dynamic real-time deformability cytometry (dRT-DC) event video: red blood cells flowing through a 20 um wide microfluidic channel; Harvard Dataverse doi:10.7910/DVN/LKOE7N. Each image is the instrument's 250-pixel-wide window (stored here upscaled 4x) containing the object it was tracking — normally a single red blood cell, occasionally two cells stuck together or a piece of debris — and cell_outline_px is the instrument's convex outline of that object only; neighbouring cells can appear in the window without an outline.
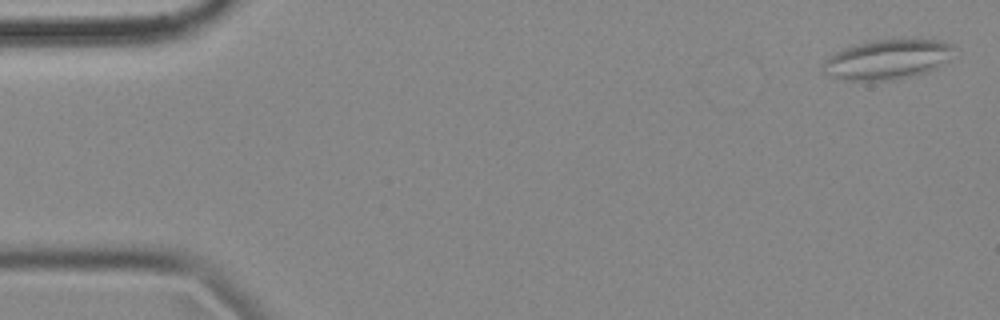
{"species": "common noctule bat (a hibernating species)", "species_latin": "Nyctalus noctula", "temperature_condition": "cold", "stored_images_in_passage": 56, "camera_frame_rate_fps": 3000, "um_per_image_px": 0.085, "animal": {"sex": "female", "body_mass_g": 18.4}, "frame": {"image": 1, "passage_image": 2, "time_ms": 0.333, "image_size_px": [1000, 320], "cell_outline_px": [[956, 48], [948, 60], [936, 68], [928, 72], [888, 80], [844, 80], [828, 76], [820, 72], [824, 60], [828, 56], [844, 48], [868, 40], [908, 36], [940, 40], [956, 44]], "centroid_in_image_um": [75.45, 4.99], "position_along_channel_um": 9.5, "area_um2": 31.56}}
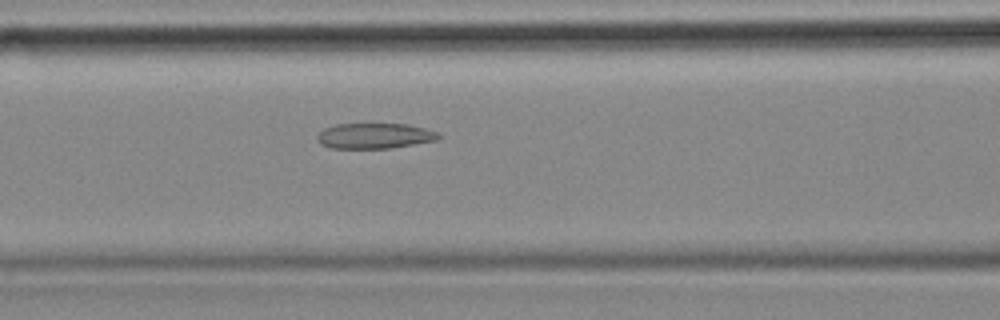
{"frame": {"image": 2, "passage_image": 23, "time_ms": 7.333, "image_size_px": [1000, 320], "cell_outline_px": [[440, 140], [388, 148], [332, 148], [320, 144], [316, 140], [316, 136], [324, 128], [336, 124], [368, 120], [372, 120], [408, 124], [424, 128], [436, 132], [440, 136]], "centroid_in_image_um": [31.8, 11.48], "position_along_channel_um": 134.8, "area_um2": 19.07}}
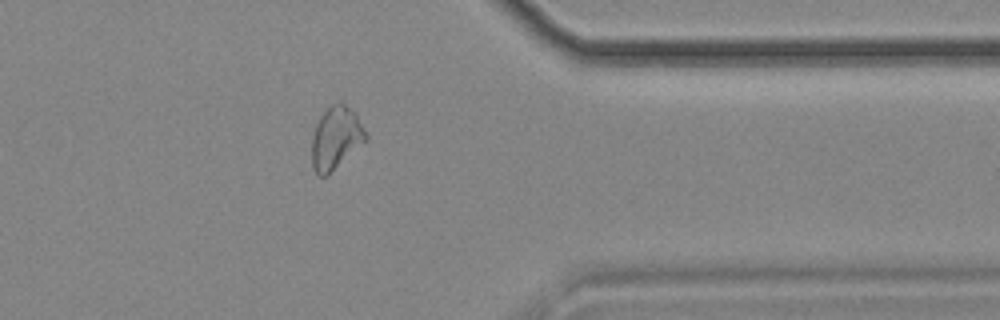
{"frame": {"image": 3, "passage_image": 45, "time_ms": 14.667, "image_size_px": [1000, 320], "cell_outline_px": [[368, 140], [324, 176], [320, 176], [312, 168], [312, 140], [316, 124], [320, 116], [332, 104], [340, 100], [356, 112], [368, 136]], "centroid_in_image_um": [28.57, 11.67], "position_along_channel_um": 382.8, "area_um2": 19.54}, "authors_computed_cell_mechanics": {"area_um2": 20.2878, "velocity_mm_per_s": 3.5649, "shape_relaxation_time_tau1_ms": null, "shape_relaxation_time_tau2_ms": 4.1261, "deformation_change_tau1": null, "deformation_change_tau2": 0.1132}}